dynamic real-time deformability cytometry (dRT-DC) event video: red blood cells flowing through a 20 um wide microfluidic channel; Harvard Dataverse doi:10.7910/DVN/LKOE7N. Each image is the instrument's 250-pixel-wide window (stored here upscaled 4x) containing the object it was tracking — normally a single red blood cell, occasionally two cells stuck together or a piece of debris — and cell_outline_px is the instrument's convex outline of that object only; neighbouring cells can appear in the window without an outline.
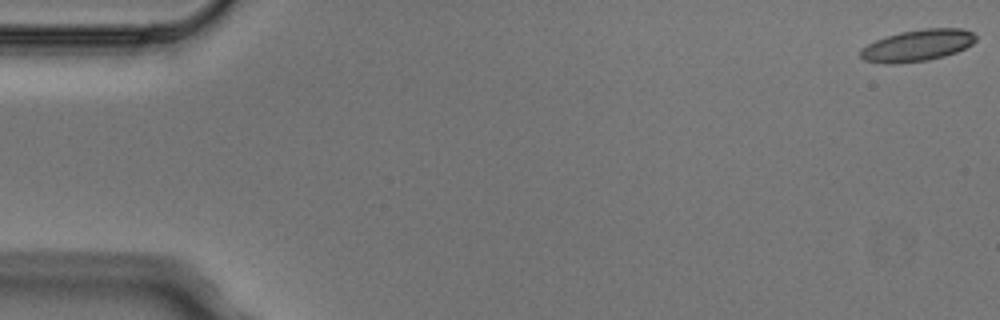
{"species": "Egyptian fruit bat (a non-hibernating species)", "species_latin": "Rousettus aegyptiacus", "temperature_condition": "cold", "stored_images_in_passage": 5, "camera_frame_rate_fps": 3000, "um_per_image_px": 0.085, "animal": {"sex": "male"}, "frame": {"image": 1, "passage_image": 1, "time_ms": 0.0, "image_size_px": [1000, 320], "cell_outline_px": [[976, 40], [972, 44], [956, 52], [944, 56], [928, 60], [896, 64], [884, 64], [864, 60], [860, 56], [860, 48], [876, 40], [900, 32], [924, 28], [960, 28], [972, 32], [976, 36]], "centroid_in_image_um": [77.97, 3.87], "position_along_channel_um": 7.0, "area_um2": 21.27}}
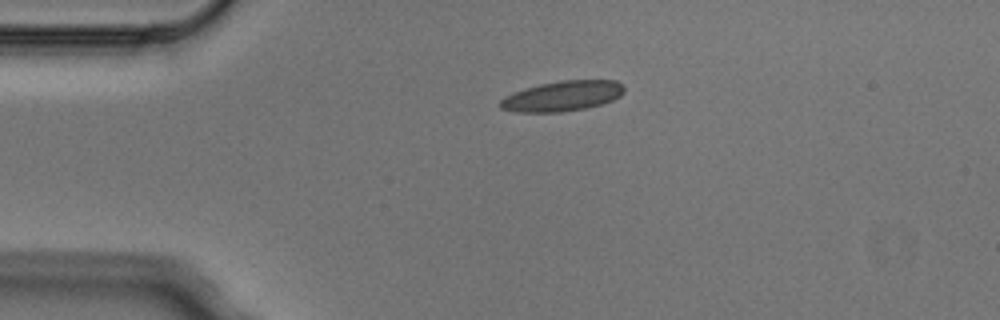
{"frame": {"image": 2, "passage_image": 4, "time_ms": 1.0, "image_size_px": [1000, 320], "cell_outline_px": [[624, 92], [620, 96], [612, 100], [600, 104], [584, 108], [560, 112], [516, 112], [500, 108], [500, 100], [504, 96], [512, 92], [540, 84], [560, 80], [616, 80], [624, 84]], "centroid_in_image_um": [47.8, 8.15], "position_along_channel_um": 37.2, "area_um2": 21.85}}